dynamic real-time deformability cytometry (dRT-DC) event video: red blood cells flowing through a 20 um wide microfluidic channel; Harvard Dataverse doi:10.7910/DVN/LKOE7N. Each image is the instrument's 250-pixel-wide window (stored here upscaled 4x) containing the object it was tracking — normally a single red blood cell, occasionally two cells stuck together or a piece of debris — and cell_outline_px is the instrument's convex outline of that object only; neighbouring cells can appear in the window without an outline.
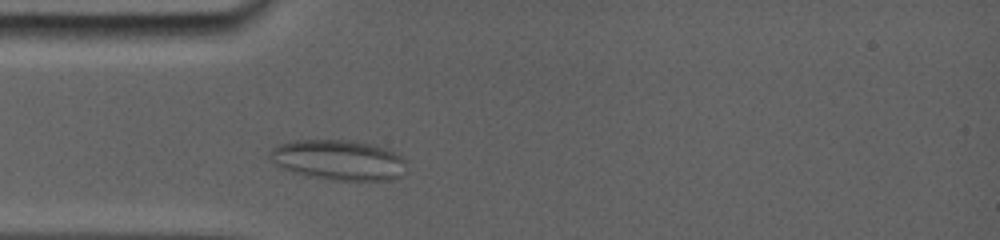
{"species": "common noctule bat (a hibernating species)", "species_latin": "Nyctalus noctula", "temperature_condition": "room temperature", "stored_images_in_passage": 52, "camera_frame_rate_fps": 5000, "um_per_image_px": 0.085, "animal": {"sex": "female", "body_mass_g": 19.0, "forearm_length_mm": 56.7}, "frame": {"image": 1, "passage_image": 7, "time_ms": 1.6, "image_size_px": [1000, 240], "cell_outline_px": [[404, 160], [400, 176], [392, 180], [332, 180], [308, 176], [292, 172], [280, 168], [272, 164], [268, 156], [276, 148], [284, 144], [312, 140], [336, 140], [364, 144], [392, 152], [400, 156]], "centroid_in_image_um": [28.7, 13.65], "position_along_channel_um": 56.3, "area_um2": 30.75}}
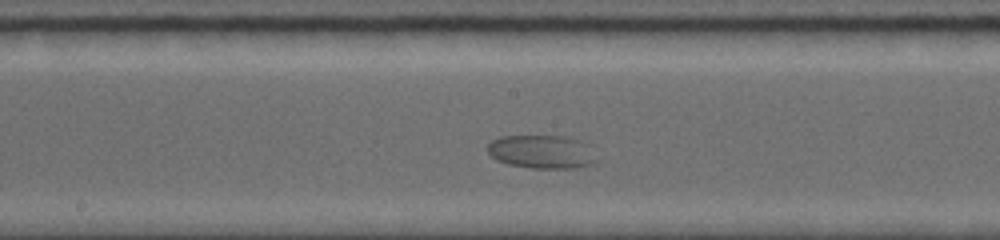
{"frame": {"image": 2, "passage_image": 24, "time_ms": 5.8, "image_size_px": [1000, 240], "cell_outline_px": [[596, 160], [588, 164], [576, 168], [532, 168], [508, 164], [496, 160], [488, 152], [488, 144], [492, 140], [500, 136], [556, 136], [572, 140]], "centroid_in_image_um": [45.82, 12.92], "position_along_channel_um": 202.4, "area_um2": 19.94}}
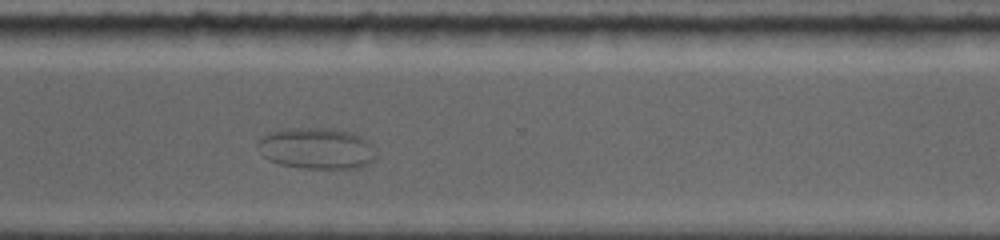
{"frame": {"image": 3, "passage_image": 41, "time_ms": 9.8, "image_size_px": [1000, 240], "cell_outline_px": [[376, 160], [360, 168], [300, 168], [280, 164], [268, 160], [264, 156], [256, 144], [268, 132], [288, 128], [324, 128], [348, 132], [360, 136], [368, 140], [376, 148]], "centroid_in_image_um": [26.95, 12.62], "position_along_channel_um": 343.7, "area_um2": 28.55}}